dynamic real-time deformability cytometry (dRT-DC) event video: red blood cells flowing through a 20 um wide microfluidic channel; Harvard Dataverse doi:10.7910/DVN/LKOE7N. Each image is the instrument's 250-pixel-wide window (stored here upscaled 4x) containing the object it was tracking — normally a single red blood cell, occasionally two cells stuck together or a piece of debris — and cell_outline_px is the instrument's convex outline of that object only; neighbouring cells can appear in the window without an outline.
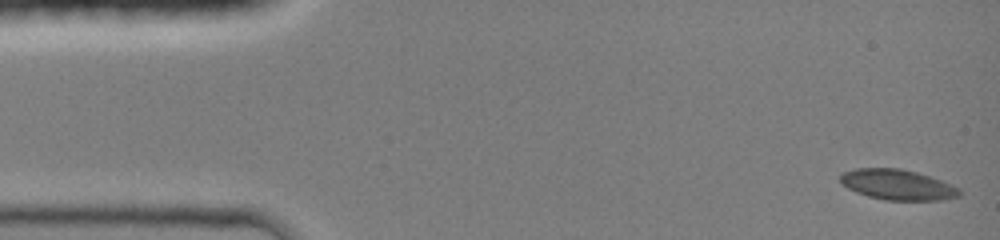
{"species": "common noctule bat (a hibernating species)", "species_latin": "Nyctalus noctula", "temperature_condition": "room temperature", "stored_images_in_passage": 27, "camera_frame_rate_fps": 3000, "um_per_image_px": 0.085, "animal": {"sex": "female", "body_mass_g": 19.0, "forearm_length_mm": 51.5}, "frame": {"image": 1, "passage_image": 1, "time_ms": 0.0, "image_size_px": [1000, 240], "cell_outline_px": [[960, 196], [944, 200], [884, 200], [868, 196], [856, 192], [848, 188], [840, 180], [840, 176], [844, 172], [856, 168], [900, 168], [916, 172], [952, 184], [960, 188]], "centroid_in_image_um": [76.31, 15.7], "position_along_channel_um": 8.7, "area_um2": 21.04}}
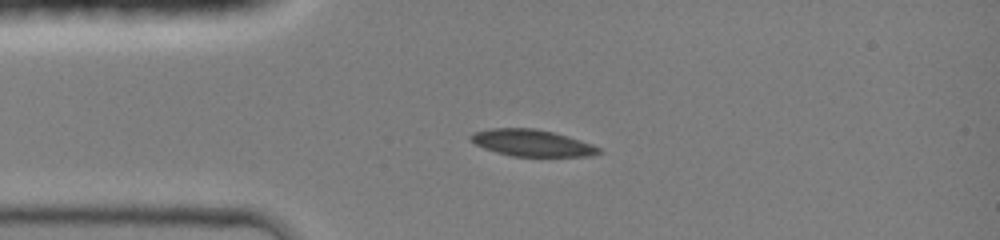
{"frame": {"image": 2, "passage_image": 16, "time_ms": 3.0, "image_size_px": [1000, 240], "cell_outline_px": [[604, 152], [592, 156], [512, 156], [496, 152], [484, 148], [468, 140], [468, 136], [472, 132], [488, 128], [536, 128], [552, 132], [580, 140], [592, 144], [600, 148]], "centroid_in_image_um": [45.18, 12.14], "position_along_channel_um": 39.8, "area_um2": 20.06}}
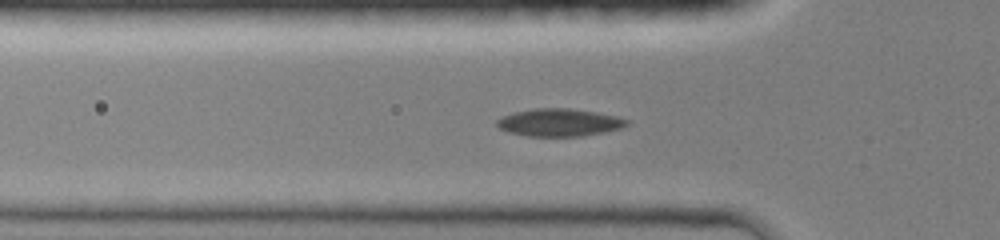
{"frame": {"image": 3, "passage_image": 23, "time_ms": 4.333, "image_size_px": [1000, 240], "cell_outline_px": [[628, 124], [620, 128], [604, 132], [580, 136], [528, 136], [508, 132], [500, 128], [496, 124], [496, 120], [500, 116], [512, 112], [532, 108], [572, 108], [596, 112], [616, 116], [628, 120]], "centroid_in_image_um": [47.48, 10.4], "position_along_channel_um": 78.3, "area_um2": 20.98}}